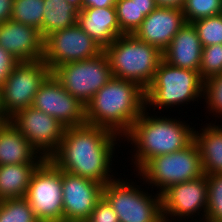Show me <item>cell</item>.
I'll return each instance as SVG.
<instances>
[{
    "instance_id": "6da1fadb",
    "label": "cell",
    "mask_w": 222,
    "mask_h": 222,
    "mask_svg": "<svg viewBox=\"0 0 222 222\" xmlns=\"http://www.w3.org/2000/svg\"><path fill=\"white\" fill-rule=\"evenodd\" d=\"M118 138L108 129L87 123L66 127L59 148L48 159L62 171L106 185L115 179L110 173Z\"/></svg>"
},
{
    "instance_id": "7a4b0ae2",
    "label": "cell",
    "mask_w": 222,
    "mask_h": 222,
    "mask_svg": "<svg viewBox=\"0 0 222 222\" xmlns=\"http://www.w3.org/2000/svg\"><path fill=\"white\" fill-rule=\"evenodd\" d=\"M147 109L145 89L139 84L112 77L85 106L86 123L124 138L132 124Z\"/></svg>"
},
{
    "instance_id": "3957f363",
    "label": "cell",
    "mask_w": 222,
    "mask_h": 222,
    "mask_svg": "<svg viewBox=\"0 0 222 222\" xmlns=\"http://www.w3.org/2000/svg\"><path fill=\"white\" fill-rule=\"evenodd\" d=\"M147 111L145 109L141 113L124 136L134 146L132 157L135 161L132 158V162L136 171L153 157L182 150L194 140L195 128H191L184 120L149 116Z\"/></svg>"
},
{
    "instance_id": "277c9868",
    "label": "cell",
    "mask_w": 222,
    "mask_h": 222,
    "mask_svg": "<svg viewBox=\"0 0 222 222\" xmlns=\"http://www.w3.org/2000/svg\"><path fill=\"white\" fill-rule=\"evenodd\" d=\"M115 78L133 81L146 89L163 60V52L134 34H122L104 49Z\"/></svg>"
},
{
    "instance_id": "5b68a950",
    "label": "cell",
    "mask_w": 222,
    "mask_h": 222,
    "mask_svg": "<svg viewBox=\"0 0 222 222\" xmlns=\"http://www.w3.org/2000/svg\"><path fill=\"white\" fill-rule=\"evenodd\" d=\"M203 89L204 80L199 72L178 68L162 60L152 82L145 89L146 108L151 106L155 110H164L183 106L203 98Z\"/></svg>"
},
{
    "instance_id": "8992f818",
    "label": "cell",
    "mask_w": 222,
    "mask_h": 222,
    "mask_svg": "<svg viewBox=\"0 0 222 222\" xmlns=\"http://www.w3.org/2000/svg\"><path fill=\"white\" fill-rule=\"evenodd\" d=\"M139 178L156 187L160 195L169 187L204 175L201 156L193 140L187 147L170 154L155 156L138 171Z\"/></svg>"
},
{
    "instance_id": "52a82bcc",
    "label": "cell",
    "mask_w": 222,
    "mask_h": 222,
    "mask_svg": "<svg viewBox=\"0 0 222 222\" xmlns=\"http://www.w3.org/2000/svg\"><path fill=\"white\" fill-rule=\"evenodd\" d=\"M115 178L103 188V197L118 216L119 222H162L161 195H152L133 181ZM128 180V181H127Z\"/></svg>"
},
{
    "instance_id": "ba28073f",
    "label": "cell",
    "mask_w": 222,
    "mask_h": 222,
    "mask_svg": "<svg viewBox=\"0 0 222 222\" xmlns=\"http://www.w3.org/2000/svg\"><path fill=\"white\" fill-rule=\"evenodd\" d=\"M51 73L85 106L113 77L108 56L104 51L91 59L62 64Z\"/></svg>"
},
{
    "instance_id": "9c48e42d",
    "label": "cell",
    "mask_w": 222,
    "mask_h": 222,
    "mask_svg": "<svg viewBox=\"0 0 222 222\" xmlns=\"http://www.w3.org/2000/svg\"><path fill=\"white\" fill-rule=\"evenodd\" d=\"M62 170L45 159L33 172L25 198L40 222H63Z\"/></svg>"
},
{
    "instance_id": "30bf717a",
    "label": "cell",
    "mask_w": 222,
    "mask_h": 222,
    "mask_svg": "<svg viewBox=\"0 0 222 222\" xmlns=\"http://www.w3.org/2000/svg\"><path fill=\"white\" fill-rule=\"evenodd\" d=\"M50 74L43 59L20 61L1 86L3 111L10 117L16 111L32 106L34 96Z\"/></svg>"
},
{
    "instance_id": "8fae6325",
    "label": "cell",
    "mask_w": 222,
    "mask_h": 222,
    "mask_svg": "<svg viewBox=\"0 0 222 222\" xmlns=\"http://www.w3.org/2000/svg\"><path fill=\"white\" fill-rule=\"evenodd\" d=\"M103 51L104 49L76 23L55 31L44 39L43 60L52 72L62 64L91 59Z\"/></svg>"
},
{
    "instance_id": "7c38bea8",
    "label": "cell",
    "mask_w": 222,
    "mask_h": 222,
    "mask_svg": "<svg viewBox=\"0 0 222 222\" xmlns=\"http://www.w3.org/2000/svg\"><path fill=\"white\" fill-rule=\"evenodd\" d=\"M207 202L208 182L206 174L194 180L172 185L161 194L163 220L172 222L178 218V221L188 220L189 217L193 219L195 216L197 218V215H200L202 211L199 222H205Z\"/></svg>"
},
{
    "instance_id": "4fadbf2b",
    "label": "cell",
    "mask_w": 222,
    "mask_h": 222,
    "mask_svg": "<svg viewBox=\"0 0 222 222\" xmlns=\"http://www.w3.org/2000/svg\"><path fill=\"white\" fill-rule=\"evenodd\" d=\"M9 121L45 159L59 148L66 128L51 115L32 106L16 111Z\"/></svg>"
},
{
    "instance_id": "5bb4252c",
    "label": "cell",
    "mask_w": 222,
    "mask_h": 222,
    "mask_svg": "<svg viewBox=\"0 0 222 222\" xmlns=\"http://www.w3.org/2000/svg\"><path fill=\"white\" fill-rule=\"evenodd\" d=\"M32 107L51 115L65 127L86 124L85 105L72 96L52 73L34 96Z\"/></svg>"
},
{
    "instance_id": "9a60e30c",
    "label": "cell",
    "mask_w": 222,
    "mask_h": 222,
    "mask_svg": "<svg viewBox=\"0 0 222 222\" xmlns=\"http://www.w3.org/2000/svg\"><path fill=\"white\" fill-rule=\"evenodd\" d=\"M104 185L62 171L63 222H86L103 197Z\"/></svg>"
},
{
    "instance_id": "2e32d148",
    "label": "cell",
    "mask_w": 222,
    "mask_h": 222,
    "mask_svg": "<svg viewBox=\"0 0 222 222\" xmlns=\"http://www.w3.org/2000/svg\"><path fill=\"white\" fill-rule=\"evenodd\" d=\"M185 23L181 9L156 7L145 17L134 35L163 52Z\"/></svg>"
},
{
    "instance_id": "e0dca14e",
    "label": "cell",
    "mask_w": 222,
    "mask_h": 222,
    "mask_svg": "<svg viewBox=\"0 0 222 222\" xmlns=\"http://www.w3.org/2000/svg\"><path fill=\"white\" fill-rule=\"evenodd\" d=\"M0 46L19 61L43 59L44 39L35 27L13 20L0 24Z\"/></svg>"
},
{
    "instance_id": "ac0fdd59",
    "label": "cell",
    "mask_w": 222,
    "mask_h": 222,
    "mask_svg": "<svg viewBox=\"0 0 222 222\" xmlns=\"http://www.w3.org/2000/svg\"><path fill=\"white\" fill-rule=\"evenodd\" d=\"M202 50L195 27L185 23L163 51V60L172 66L199 72Z\"/></svg>"
},
{
    "instance_id": "d6986e66",
    "label": "cell",
    "mask_w": 222,
    "mask_h": 222,
    "mask_svg": "<svg viewBox=\"0 0 222 222\" xmlns=\"http://www.w3.org/2000/svg\"><path fill=\"white\" fill-rule=\"evenodd\" d=\"M77 24L103 49L123 34L120 31L115 6L82 8L78 11Z\"/></svg>"
},
{
    "instance_id": "ffe728a7",
    "label": "cell",
    "mask_w": 222,
    "mask_h": 222,
    "mask_svg": "<svg viewBox=\"0 0 222 222\" xmlns=\"http://www.w3.org/2000/svg\"><path fill=\"white\" fill-rule=\"evenodd\" d=\"M44 160L10 121L0 130V165L41 164Z\"/></svg>"
},
{
    "instance_id": "44dd1931",
    "label": "cell",
    "mask_w": 222,
    "mask_h": 222,
    "mask_svg": "<svg viewBox=\"0 0 222 222\" xmlns=\"http://www.w3.org/2000/svg\"><path fill=\"white\" fill-rule=\"evenodd\" d=\"M199 132L194 130V141L200 152L204 174H222V125L209 123Z\"/></svg>"
},
{
    "instance_id": "7402d4cb",
    "label": "cell",
    "mask_w": 222,
    "mask_h": 222,
    "mask_svg": "<svg viewBox=\"0 0 222 222\" xmlns=\"http://www.w3.org/2000/svg\"><path fill=\"white\" fill-rule=\"evenodd\" d=\"M39 165H0V201L25 197L31 176Z\"/></svg>"
},
{
    "instance_id": "603a6c76",
    "label": "cell",
    "mask_w": 222,
    "mask_h": 222,
    "mask_svg": "<svg viewBox=\"0 0 222 222\" xmlns=\"http://www.w3.org/2000/svg\"><path fill=\"white\" fill-rule=\"evenodd\" d=\"M78 10L66 0H44L42 38L77 23Z\"/></svg>"
},
{
    "instance_id": "cb8c5ba5",
    "label": "cell",
    "mask_w": 222,
    "mask_h": 222,
    "mask_svg": "<svg viewBox=\"0 0 222 222\" xmlns=\"http://www.w3.org/2000/svg\"><path fill=\"white\" fill-rule=\"evenodd\" d=\"M44 0H14L11 20L42 32Z\"/></svg>"
},
{
    "instance_id": "d4e9b609",
    "label": "cell",
    "mask_w": 222,
    "mask_h": 222,
    "mask_svg": "<svg viewBox=\"0 0 222 222\" xmlns=\"http://www.w3.org/2000/svg\"><path fill=\"white\" fill-rule=\"evenodd\" d=\"M0 222H40L25 197L0 201Z\"/></svg>"
},
{
    "instance_id": "484cf974",
    "label": "cell",
    "mask_w": 222,
    "mask_h": 222,
    "mask_svg": "<svg viewBox=\"0 0 222 222\" xmlns=\"http://www.w3.org/2000/svg\"><path fill=\"white\" fill-rule=\"evenodd\" d=\"M115 7L120 31L123 34H134L145 19L144 14L134 0H117Z\"/></svg>"
},
{
    "instance_id": "4316f807",
    "label": "cell",
    "mask_w": 222,
    "mask_h": 222,
    "mask_svg": "<svg viewBox=\"0 0 222 222\" xmlns=\"http://www.w3.org/2000/svg\"><path fill=\"white\" fill-rule=\"evenodd\" d=\"M192 24L203 47L222 44V14L201 18Z\"/></svg>"
},
{
    "instance_id": "83f0119b",
    "label": "cell",
    "mask_w": 222,
    "mask_h": 222,
    "mask_svg": "<svg viewBox=\"0 0 222 222\" xmlns=\"http://www.w3.org/2000/svg\"><path fill=\"white\" fill-rule=\"evenodd\" d=\"M208 202L205 222H222V174L206 175Z\"/></svg>"
},
{
    "instance_id": "f1b7e54d",
    "label": "cell",
    "mask_w": 222,
    "mask_h": 222,
    "mask_svg": "<svg viewBox=\"0 0 222 222\" xmlns=\"http://www.w3.org/2000/svg\"><path fill=\"white\" fill-rule=\"evenodd\" d=\"M186 23L222 14V0H185L181 9Z\"/></svg>"
},
{
    "instance_id": "f546056e",
    "label": "cell",
    "mask_w": 222,
    "mask_h": 222,
    "mask_svg": "<svg viewBox=\"0 0 222 222\" xmlns=\"http://www.w3.org/2000/svg\"><path fill=\"white\" fill-rule=\"evenodd\" d=\"M199 73L204 81L209 77L222 74V44L203 47Z\"/></svg>"
},
{
    "instance_id": "4dcf8cb0",
    "label": "cell",
    "mask_w": 222,
    "mask_h": 222,
    "mask_svg": "<svg viewBox=\"0 0 222 222\" xmlns=\"http://www.w3.org/2000/svg\"><path fill=\"white\" fill-rule=\"evenodd\" d=\"M203 98L210 113L219 119L222 116V74L209 77L204 81Z\"/></svg>"
},
{
    "instance_id": "1f68e13d",
    "label": "cell",
    "mask_w": 222,
    "mask_h": 222,
    "mask_svg": "<svg viewBox=\"0 0 222 222\" xmlns=\"http://www.w3.org/2000/svg\"><path fill=\"white\" fill-rule=\"evenodd\" d=\"M86 222H119V219L109 202L102 197Z\"/></svg>"
},
{
    "instance_id": "d6a6232c",
    "label": "cell",
    "mask_w": 222,
    "mask_h": 222,
    "mask_svg": "<svg viewBox=\"0 0 222 222\" xmlns=\"http://www.w3.org/2000/svg\"><path fill=\"white\" fill-rule=\"evenodd\" d=\"M20 61L0 46V87Z\"/></svg>"
},
{
    "instance_id": "836d02e7",
    "label": "cell",
    "mask_w": 222,
    "mask_h": 222,
    "mask_svg": "<svg viewBox=\"0 0 222 222\" xmlns=\"http://www.w3.org/2000/svg\"><path fill=\"white\" fill-rule=\"evenodd\" d=\"M14 0H0V24L11 20Z\"/></svg>"
},
{
    "instance_id": "e575fe53",
    "label": "cell",
    "mask_w": 222,
    "mask_h": 222,
    "mask_svg": "<svg viewBox=\"0 0 222 222\" xmlns=\"http://www.w3.org/2000/svg\"><path fill=\"white\" fill-rule=\"evenodd\" d=\"M117 0H83L82 8H106L115 6Z\"/></svg>"
},
{
    "instance_id": "d590c367",
    "label": "cell",
    "mask_w": 222,
    "mask_h": 222,
    "mask_svg": "<svg viewBox=\"0 0 222 222\" xmlns=\"http://www.w3.org/2000/svg\"><path fill=\"white\" fill-rule=\"evenodd\" d=\"M134 2L145 17L157 7L155 0H134Z\"/></svg>"
},
{
    "instance_id": "8d00e7d4",
    "label": "cell",
    "mask_w": 222,
    "mask_h": 222,
    "mask_svg": "<svg viewBox=\"0 0 222 222\" xmlns=\"http://www.w3.org/2000/svg\"><path fill=\"white\" fill-rule=\"evenodd\" d=\"M185 0H155L157 7L182 9Z\"/></svg>"
},
{
    "instance_id": "74e56055",
    "label": "cell",
    "mask_w": 222,
    "mask_h": 222,
    "mask_svg": "<svg viewBox=\"0 0 222 222\" xmlns=\"http://www.w3.org/2000/svg\"><path fill=\"white\" fill-rule=\"evenodd\" d=\"M9 123V116L5 112H0V130Z\"/></svg>"
},
{
    "instance_id": "f35d334b",
    "label": "cell",
    "mask_w": 222,
    "mask_h": 222,
    "mask_svg": "<svg viewBox=\"0 0 222 222\" xmlns=\"http://www.w3.org/2000/svg\"><path fill=\"white\" fill-rule=\"evenodd\" d=\"M70 5L75 7L78 11L82 10L83 0H66Z\"/></svg>"
},
{
    "instance_id": "ab89813d",
    "label": "cell",
    "mask_w": 222,
    "mask_h": 222,
    "mask_svg": "<svg viewBox=\"0 0 222 222\" xmlns=\"http://www.w3.org/2000/svg\"><path fill=\"white\" fill-rule=\"evenodd\" d=\"M0 112H4L3 111V106H2L1 87H0Z\"/></svg>"
}]
</instances>
